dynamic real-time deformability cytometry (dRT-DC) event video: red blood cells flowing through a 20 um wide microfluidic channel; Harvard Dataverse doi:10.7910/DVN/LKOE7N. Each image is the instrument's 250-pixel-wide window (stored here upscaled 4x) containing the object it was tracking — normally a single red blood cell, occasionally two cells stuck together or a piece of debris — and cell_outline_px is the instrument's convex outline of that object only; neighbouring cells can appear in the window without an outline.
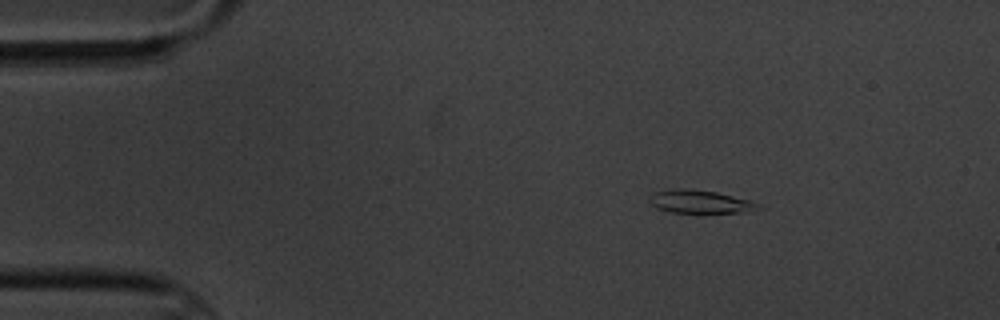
{"species": "common noctule bat (a hibernating species)", "species_latin": "Nyctalus noctula", "temperature_condition": "cold", "stored_images_in_passage": 4, "camera_frame_rate_fps": 3000, "um_per_image_px": 0.085, "animal": {"sex": "male", "body_mass_g": 20.1, "forearm_length_mm": 53.5}, "frame": {"image": 1, "passage_image": 2, "time_ms": 2.0, "image_size_px": [1000, 320], "cell_outline_px": [[764, 208], [744, 212], [672, 212], [656, 208], [648, 200], [652, 192], [672, 188], [684, 188], [716, 192], [752, 200], [760, 204]], "centroid_in_image_um": [59.51, 17.13], "position_along_channel_um": 25.5, "area_um2": 14.74}}